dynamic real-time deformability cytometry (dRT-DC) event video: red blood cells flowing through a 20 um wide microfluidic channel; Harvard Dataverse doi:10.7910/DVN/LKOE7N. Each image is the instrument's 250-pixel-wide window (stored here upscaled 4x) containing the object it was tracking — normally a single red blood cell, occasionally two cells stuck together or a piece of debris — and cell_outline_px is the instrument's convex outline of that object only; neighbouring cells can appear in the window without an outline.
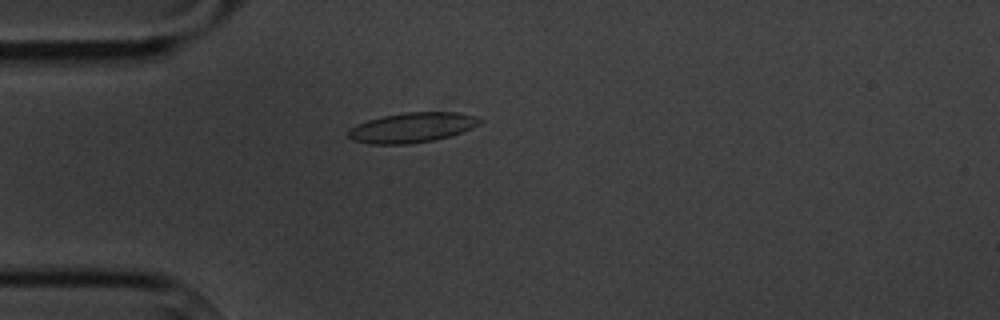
{"species": "common noctule bat (a hibernating species)", "species_latin": "Nyctalus noctula", "temperature_condition": "cold", "stored_images_in_passage": 4, "camera_frame_rate_fps": 3000, "um_per_image_px": 0.085, "animal": {"sex": "male", "body_mass_g": 20.1, "forearm_length_mm": 53.5}, "frame": {"image": 1, "passage_image": 4, "time_ms": 3.667, "image_size_px": [1000, 320], "cell_outline_px": [[484, 120], [480, 124], [472, 128], [448, 136], [432, 140], [408, 144], [368, 144], [352, 140], [348, 136], [348, 132], [356, 124], [368, 120], [384, 116], [404, 112], [456, 112], [476, 116]], "centroid_in_image_um": [35.03, 10.84], "position_along_channel_um": 50.0, "area_um2": 22.83}}